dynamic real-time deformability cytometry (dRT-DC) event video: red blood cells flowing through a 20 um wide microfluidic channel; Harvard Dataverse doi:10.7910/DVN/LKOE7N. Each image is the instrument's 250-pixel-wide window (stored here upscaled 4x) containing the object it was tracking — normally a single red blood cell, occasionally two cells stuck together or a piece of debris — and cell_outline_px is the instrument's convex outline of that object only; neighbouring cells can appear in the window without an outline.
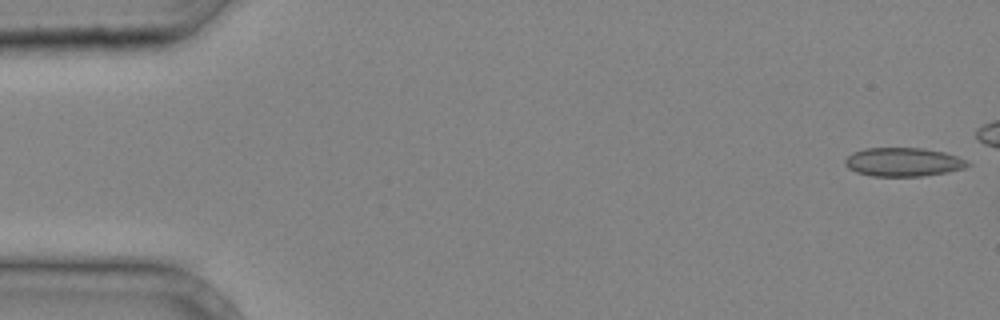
{"species": "common noctule bat (a hibernating species)", "species_latin": "Nyctalus noctula", "temperature_condition": "cold", "stored_images_in_passage": 4, "camera_frame_rate_fps": 3000, "um_per_image_px": 0.085, "animal": {"sex": "male", "body_mass_g": 20.4}, "frame": {"image": 1, "passage_image": 1, "time_ms": 0.0, "image_size_px": [1000, 320], "cell_outline_px": [[972, 164], [964, 168], [948, 172], [920, 176], [872, 176], [856, 172], [848, 168], [844, 164], [844, 160], [852, 152], [864, 148], [924, 148], [944, 152], [956, 156]], "centroid_in_image_um": [76.74, 13.77], "position_along_channel_um": 8.3, "area_um2": 20.52}}